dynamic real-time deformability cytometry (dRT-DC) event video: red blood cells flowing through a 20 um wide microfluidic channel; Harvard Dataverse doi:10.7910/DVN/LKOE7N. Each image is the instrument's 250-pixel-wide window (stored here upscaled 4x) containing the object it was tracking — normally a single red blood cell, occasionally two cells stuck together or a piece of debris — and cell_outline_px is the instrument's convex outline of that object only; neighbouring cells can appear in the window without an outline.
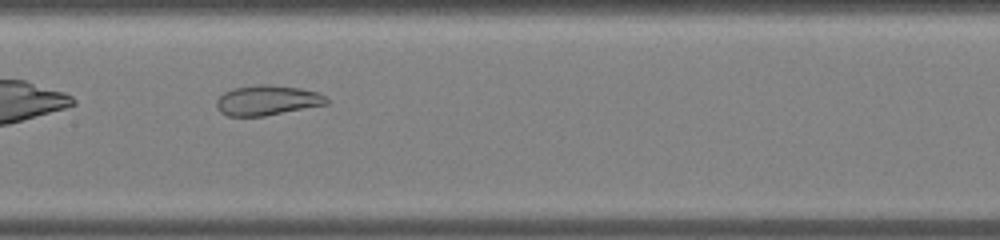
{"species": "common noctule bat (a hibernating species)", "species_latin": "Nyctalus noctula", "temperature_condition": "warm", "stored_images_in_passage": 22, "camera_frame_rate_fps": 3000, "um_per_image_px": 0.085, "animal": {"sex": "male", "body_mass_g": 19.0, "forearm_length_mm": 50.8}, "frame": {"image": 1, "passage_image": 10, "time_ms": 3.0, "image_size_px": [1000, 240], "cell_outline_px": [[328, 104], [264, 116], [228, 116], [220, 112], [216, 108], [216, 100], [224, 92], [232, 88], [260, 84], [268, 84], [300, 88], [316, 92], [328, 96]], "centroid_in_image_um": [22.71, 8.52], "position_along_channel_um": 184.7, "area_um2": 19.36}}
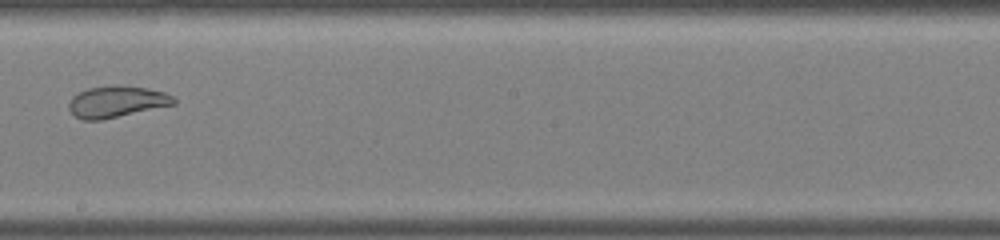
{"frame": {"image": 2, "passage_image": 13, "time_ms": 4.0, "image_size_px": [1000, 240], "cell_outline_px": [[176, 104], [100, 120], [84, 120], [76, 116], [68, 108], [68, 104], [72, 96], [88, 88], [148, 88], [164, 92], [172, 96], [176, 100]], "centroid_in_image_um": [9.91, 8.69], "position_along_channel_um": 238.3, "area_um2": 18.32}}